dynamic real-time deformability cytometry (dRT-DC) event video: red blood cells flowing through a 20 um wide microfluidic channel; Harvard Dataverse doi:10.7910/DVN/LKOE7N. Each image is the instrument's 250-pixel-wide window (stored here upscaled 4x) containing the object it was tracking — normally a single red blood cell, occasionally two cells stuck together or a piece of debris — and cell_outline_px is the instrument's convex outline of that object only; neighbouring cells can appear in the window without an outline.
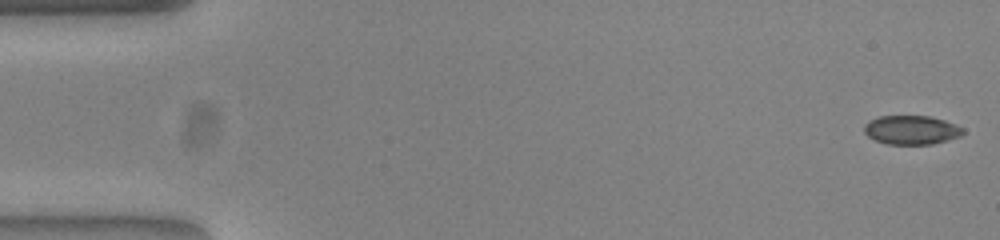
{"species": "common noctule bat (a hibernating species)", "species_latin": "Nyctalus noctula", "temperature_condition": "warm", "stored_images_in_passage": 53, "camera_frame_rate_fps": 3000, "um_per_image_px": 0.085, "animal": {"sex": "female", "body_mass_g": 23.0, "forearm_length_mm": 53.4}, "frame": {"image": 1, "passage_image": 1, "time_ms": 0.0, "image_size_px": [1000, 240], "cell_outline_px": [[964, 132], [960, 136], [948, 140], [932, 144], [888, 144], [876, 140], [868, 136], [864, 132], [864, 124], [868, 120], [880, 116], [932, 116], [956, 124], [964, 128]], "centroid_in_image_um": [77.48, 11.04], "position_along_channel_um": 7.5, "area_um2": 16.76}}
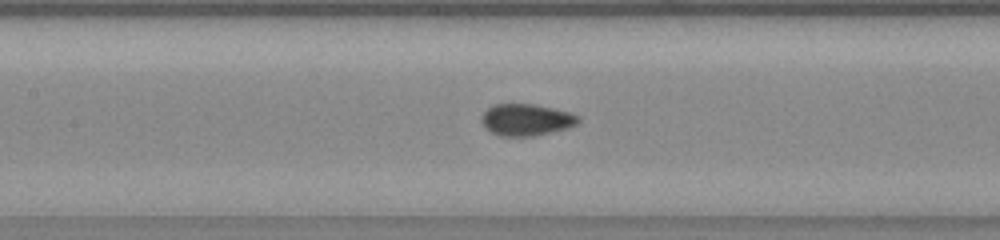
{"frame": {"image": 2, "passage_image": 24, "time_ms": 7.667, "image_size_px": [1000, 240], "cell_outline_px": [[580, 120], [576, 124], [568, 128], [532, 136], [500, 136], [484, 128], [480, 120], [480, 116], [492, 104], [532, 104], [572, 112], [580, 116]], "centroid_in_image_um": [44.71, 10.17], "position_along_channel_um": 162.7, "area_um2": 18.03}}
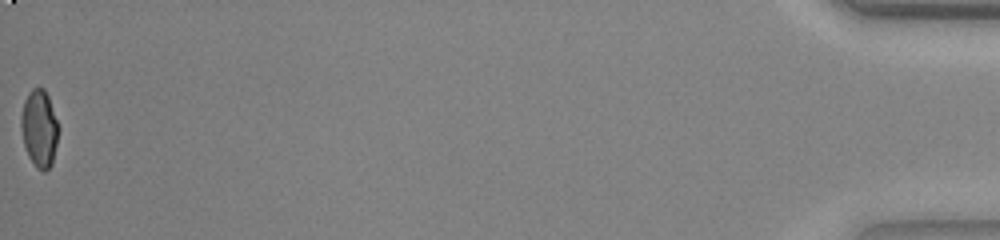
{"frame": {"image": 3, "passage_image": 53, "time_ms": 17.333, "image_size_px": [1000, 240], "cell_outline_px": [[60, 128], [52, 164], [44, 172], [36, 168], [28, 156], [24, 144], [20, 128], [20, 116], [24, 100], [28, 92], [32, 88], [44, 88], [48, 96]], "centroid_in_image_um": [3.34, 10.92], "position_along_channel_um": 431.9, "area_um2": 17.11}, "authors_computed_cell_mechanics": {"area_um2": 17.629, "velocity_mm_per_s": 3.8749, "shape_relaxation_time_tau1_ms": 6.3477, "shape_relaxation_time_tau2_ms": null, "deformation_change_tau1": 0.1671, "deformation_change_tau2": null}}